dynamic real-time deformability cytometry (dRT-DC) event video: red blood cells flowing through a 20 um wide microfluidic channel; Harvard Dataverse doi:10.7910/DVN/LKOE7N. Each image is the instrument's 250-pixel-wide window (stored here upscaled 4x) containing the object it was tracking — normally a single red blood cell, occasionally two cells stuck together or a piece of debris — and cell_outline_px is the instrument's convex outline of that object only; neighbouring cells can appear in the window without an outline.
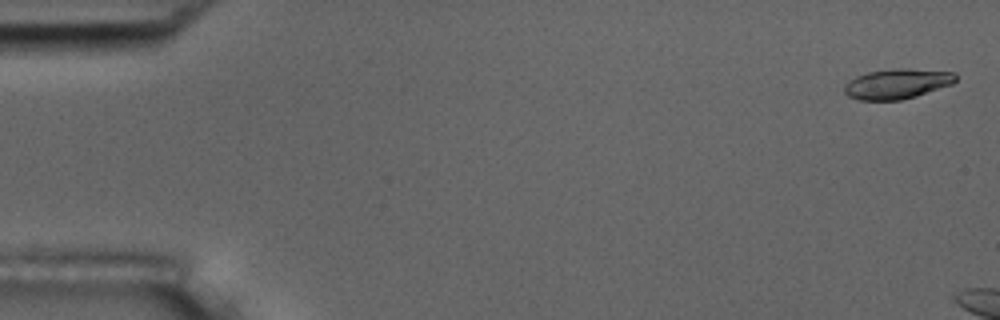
{"species": "common noctule bat (a hibernating species)", "species_latin": "Nyctalus noctula", "temperature_condition": "room temperature", "stored_images_in_passage": 5, "camera_frame_rate_fps": 3000, "um_per_image_px": 0.085, "animal": {"sex": "male", "body_mass_g": 17.5, "forearm_length_mm": 52.3}, "frame": {"image": 1, "passage_image": 1, "time_ms": 0.0, "image_size_px": [1000, 320], "cell_outline_px": [[956, 80], [952, 84], [916, 96], [900, 100], [860, 100], [848, 96], [844, 92], [844, 84], [848, 80], [856, 76], [868, 72], [900, 68], [908, 68], [956, 72]], "centroid_in_image_um": [76.24, 7.12], "position_along_channel_um": 8.8, "area_um2": 19.54}}